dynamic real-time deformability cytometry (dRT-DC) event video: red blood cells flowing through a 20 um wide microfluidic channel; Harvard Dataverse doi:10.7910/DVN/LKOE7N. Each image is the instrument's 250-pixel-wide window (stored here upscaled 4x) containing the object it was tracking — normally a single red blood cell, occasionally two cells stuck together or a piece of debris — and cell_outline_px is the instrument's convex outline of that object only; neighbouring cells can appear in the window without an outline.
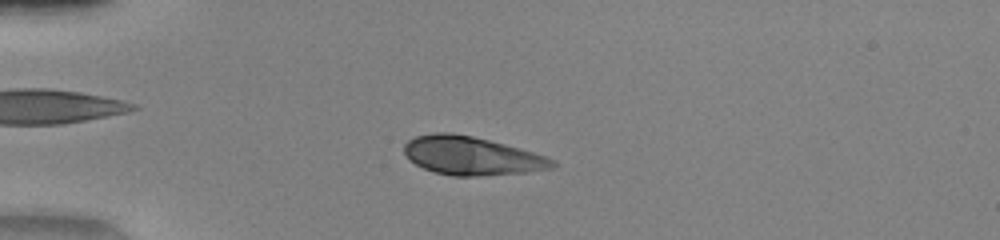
{"species": "human", "species_latin": "Homo sapiens", "temperature_condition": "warm", "stored_images_in_passage": 49, "camera_frame_rate_fps": 3000, "um_per_image_px": 0.085, "donor": {"sex": "female"}, "frame": {"image": 1, "passage_image": 13, "time_ms": 4.0, "image_size_px": [1000, 240], "cell_outline_px": [[556, 168], [524, 172], [476, 176], [452, 176], [432, 172], [416, 164], [404, 152], [404, 144], [408, 140], [416, 136], [436, 132], [452, 132], [472, 136], [520, 148], [556, 160]], "centroid_in_image_um": [40.09, 13.24], "position_along_channel_um": 44.9, "area_um2": 33.06}}
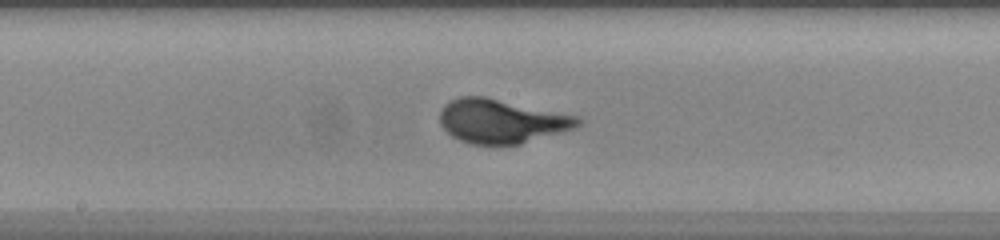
{"frame": {"image": 2, "passage_image": 27, "time_ms": 8.667, "image_size_px": [1000, 240], "cell_outline_px": [[584, 120], [576, 128], [520, 144], [472, 144], [460, 140], [452, 136], [440, 124], [440, 112], [444, 104], [460, 96], [484, 96], [580, 116]], "centroid_in_image_um": [42.66, 10.29], "position_along_channel_um": 205.5, "area_um2": 35.43}}
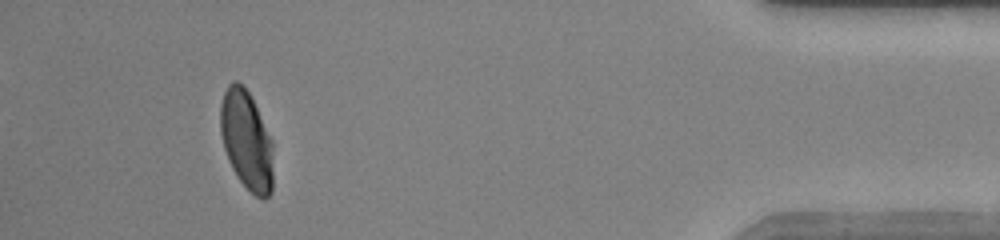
{"frame": {"image": 3, "passage_image": 46, "time_ms": 15.0, "image_size_px": [1000, 240], "cell_outline_px": [[272, 192], [264, 200], [256, 196], [240, 180], [232, 168], [228, 160], [224, 148], [220, 132], [220, 104], [224, 92], [228, 84], [232, 80], [236, 80], [248, 92], [272, 140]], "centroid_in_image_um": [20.93, 11.93], "position_along_channel_um": 414.3, "area_um2": 30.17}, "authors_computed_cell_mechanics": {"area_um2": 33.9864, "velocity_mm_per_s": 4.1289, "shape_relaxation_time_tau1_ms": 3.067, "shape_relaxation_time_tau2_ms": null, "deformation_change_tau1": 0.2082, "deformation_change_tau2": null}}